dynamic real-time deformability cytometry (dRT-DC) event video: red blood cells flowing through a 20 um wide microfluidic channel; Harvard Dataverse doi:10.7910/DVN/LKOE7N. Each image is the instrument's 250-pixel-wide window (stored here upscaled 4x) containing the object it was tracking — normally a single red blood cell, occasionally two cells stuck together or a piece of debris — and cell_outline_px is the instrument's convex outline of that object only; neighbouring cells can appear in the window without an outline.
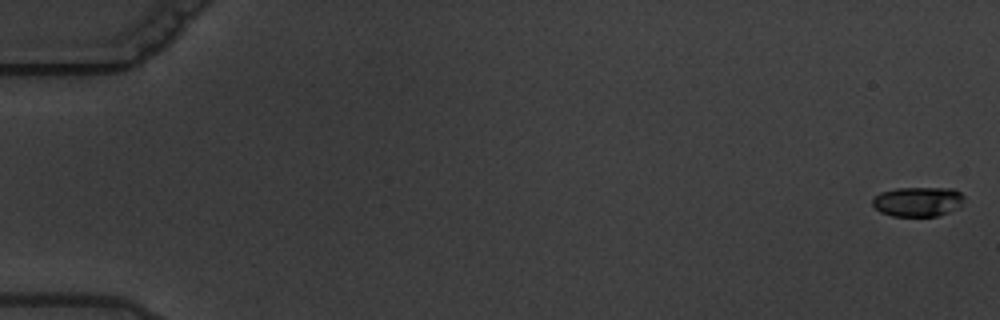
{"species": "common noctule bat (a hibernating species)", "species_latin": "Nyctalus noctula", "temperature_condition": "warm", "stored_images_in_passage": 5, "camera_frame_rate_fps": 3000, "um_per_image_px": 0.085, "animal": {"sex": "male", "body_mass_g": 19.5, "forearm_length_mm": 54.6}, "frame": {"image": 1, "passage_image": 1, "time_ms": 0.0, "image_size_px": [1000, 320], "cell_outline_px": [[964, 200], [956, 208], [948, 212], [936, 216], [892, 216], [880, 212], [872, 204], [872, 200], [880, 192], [896, 188], [952, 188], [960, 192], [964, 196]], "centroid_in_image_um": [78.0, 17.13], "position_along_channel_um": 7.0, "area_um2": 15.78}}
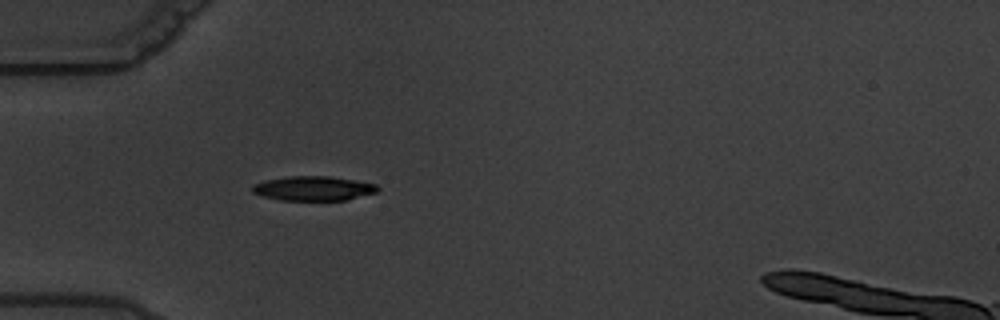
{"frame": {"image": 2, "passage_image": 5, "time_ms": 6.333, "image_size_px": [1000, 320], "cell_outline_px": [[380, 188], [376, 192], [348, 200], [280, 200], [264, 196], [252, 192], [252, 184], [264, 180], [288, 176], [328, 176], [376, 184]], "centroid_in_image_um": [26.62, 16.01], "position_along_channel_um": 58.4, "area_um2": 17.8}}